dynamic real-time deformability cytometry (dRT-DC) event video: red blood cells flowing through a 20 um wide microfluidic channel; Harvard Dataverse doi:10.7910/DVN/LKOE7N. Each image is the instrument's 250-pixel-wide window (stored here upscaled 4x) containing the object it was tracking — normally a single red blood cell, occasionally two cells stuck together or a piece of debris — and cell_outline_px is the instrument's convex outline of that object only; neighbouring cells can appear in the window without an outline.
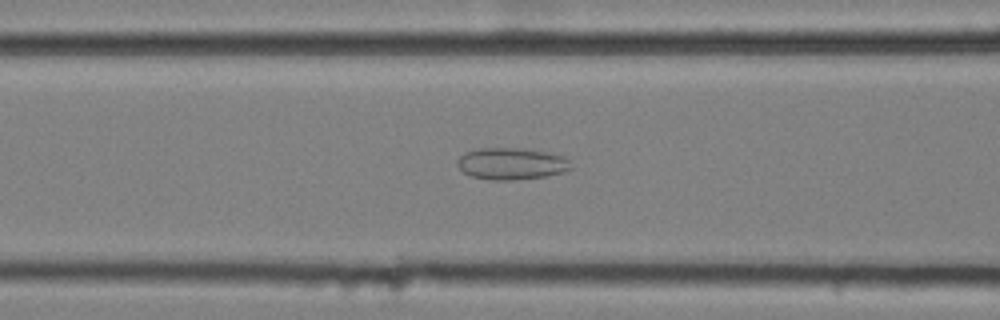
{"species": "common noctule bat (a hibernating species)", "species_latin": "Nyctalus noctula", "temperature_condition": "cold", "stored_images_in_passage": 58, "camera_frame_rate_fps": 3000, "um_per_image_px": 0.085, "animal": {"sex": "female", "body_mass_g": 25.1}, "frame": {"image": 1, "passage_image": 24, "time_ms": 7.667, "image_size_px": [1000, 320], "cell_outline_px": [[572, 168], [564, 172], [548, 176], [512, 180], [492, 180], [472, 176], [464, 172], [456, 164], [456, 160], [464, 152], [480, 148], [520, 148], [544, 152], [564, 156], [568, 160]], "centroid_in_image_um": [43.46, 13.91], "position_along_channel_um": 123.1, "area_um2": 21.04}}
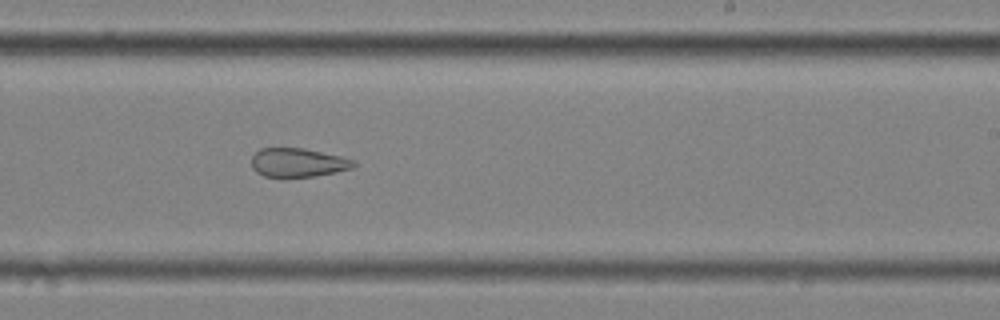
{"frame": {"image": 2, "passage_image": 36, "time_ms": 11.667, "image_size_px": [1000, 320], "cell_outline_px": [[356, 164], [352, 168], [336, 172], [312, 176], [264, 176], [256, 172], [252, 168], [252, 156], [260, 148], [304, 148], [340, 156], [352, 160]], "centroid_in_image_um": [25.3, 13.81], "position_along_channel_um": 263.7, "area_um2": 16.88}}
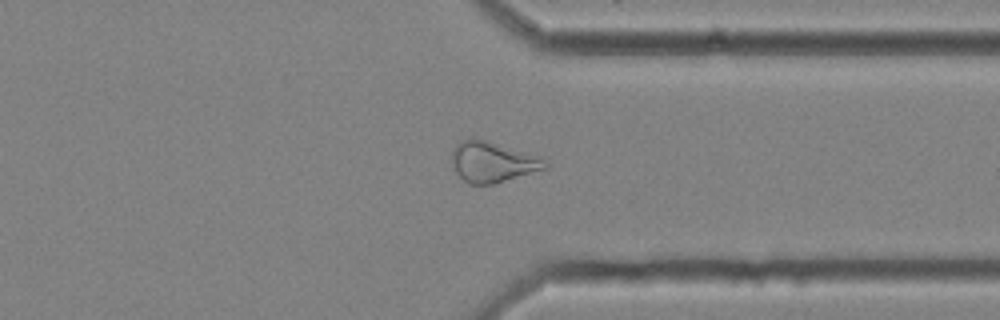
{"frame": {"image": 3, "passage_image": 45, "time_ms": 14.667, "image_size_px": [1000, 320], "cell_outline_px": [[548, 168], [492, 184], [468, 184], [456, 172], [452, 164], [452, 152], [456, 144], [464, 140], [484, 140], [540, 156], [548, 160]], "centroid_in_image_um": [41.9, 13.79], "position_along_channel_um": 369.5, "area_um2": 21.68}, "authors_computed_cell_mechanics": {"area_um2": 25.0852, "velocity_mm_per_s": 3.5227, "shape_relaxation_time_tau1_ms": null, "shape_relaxation_time_tau2_ms": 3.1021, "deformation_change_tau1": null, "deformation_change_tau2": 0.112}}